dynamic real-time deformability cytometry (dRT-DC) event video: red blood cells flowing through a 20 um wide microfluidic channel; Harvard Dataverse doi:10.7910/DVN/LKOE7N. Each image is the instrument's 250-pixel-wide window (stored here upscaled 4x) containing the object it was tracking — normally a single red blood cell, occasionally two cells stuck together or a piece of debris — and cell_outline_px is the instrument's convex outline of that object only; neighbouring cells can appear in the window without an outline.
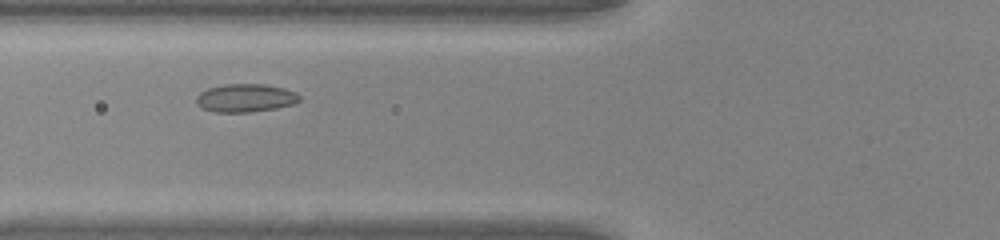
{"species": "common noctule bat (a hibernating species)", "species_latin": "Nyctalus noctula", "temperature_condition": "warm", "stored_images_in_passage": 39, "camera_frame_rate_fps": 3000, "um_per_image_px": 0.085, "animal": {"sex": "male", "body_mass_g": 20.0, "forearm_length_mm": 53.3}, "frame": {"image": 1, "passage_image": 9, "time_ms": 2.667, "image_size_px": [1000, 240], "cell_outline_px": [[300, 100], [292, 104], [276, 108], [252, 112], [212, 112], [204, 108], [196, 100], [196, 96], [200, 92], [208, 88], [224, 84], [264, 84], [284, 88], [296, 92], [300, 96]], "centroid_in_image_um": [20.88, 8.32], "position_along_channel_um": 104.9, "area_um2": 16.88}}
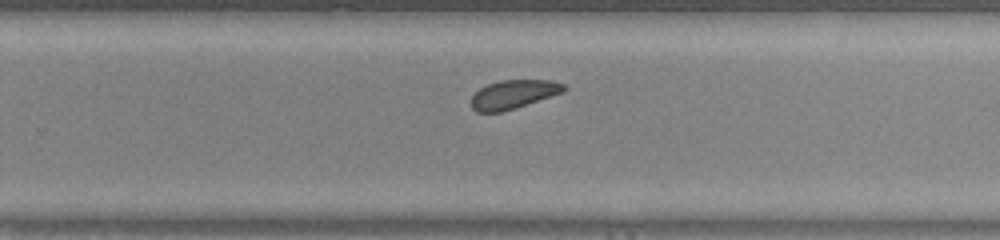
{"frame": {"image": 2, "passage_image": 22, "time_ms": 7.0, "image_size_px": [1000, 240], "cell_outline_px": [[568, 88], [564, 92], [500, 112], [476, 112], [472, 108], [472, 96], [480, 88], [488, 84], [500, 80], [552, 80], [564, 84]], "centroid_in_image_um": [43.66, 8.0], "position_along_channel_um": 286.1, "area_um2": 15.32}}
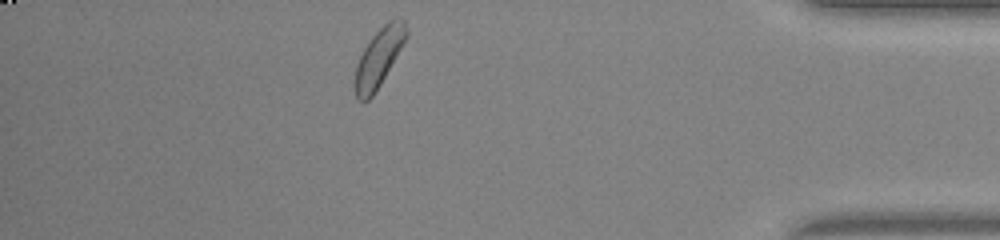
{"frame": {"image": 3, "passage_image": 33, "time_ms": 10.667, "image_size_px": [1000, 240], "cell_outline_px": [[408, 36], [380, 84], [372, 96], [364, 104], [356, 100], [352, 84], [356, 64], [364, 48], [372, 36], [388, 20], [396, 16], [400, 16], [404, 20], [408, 28]], "centroid_in_image_um": [32.17, 4.91], "position_along_channel_um": 403.0, "area_um2": 17.92}}